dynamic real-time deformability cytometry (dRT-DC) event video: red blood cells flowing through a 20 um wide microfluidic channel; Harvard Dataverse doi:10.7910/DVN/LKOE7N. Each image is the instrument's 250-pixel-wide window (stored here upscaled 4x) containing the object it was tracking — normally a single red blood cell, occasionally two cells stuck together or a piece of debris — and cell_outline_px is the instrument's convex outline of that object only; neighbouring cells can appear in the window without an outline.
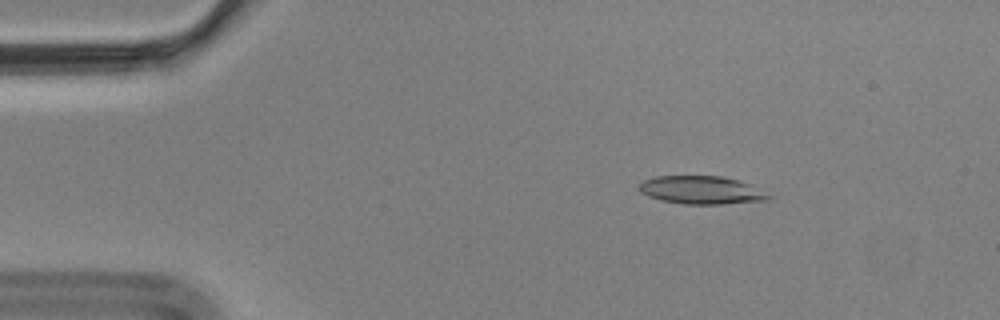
{"species": "Egyptian fruit bat (a non-hibernating species)", "species_latin": "Rousettus aegyptiacus", "temperature_condition": "cold", "stored_images_in_passage": 4, "camera_frame_rate_fps": 3000, "um_per_image_px": 0.085, "animal": {"sex": "male"}, "frame": {"image": 1, "passage_image": 2, "time_ms": 0.333, "image_size_px": [1000, 320], "cell_outline_px": [[772, 196], [768, 200], [724, 204], [684, 204], [660, 200], [648, 196], [640, 192], [640, 184], [644, 180], [656, 176], [720, 176], [740, 180]], "centroid_in_image_um": [59.61, 16.16], "position_along_channel_um": 25.4, "area_um2": 21.04}}